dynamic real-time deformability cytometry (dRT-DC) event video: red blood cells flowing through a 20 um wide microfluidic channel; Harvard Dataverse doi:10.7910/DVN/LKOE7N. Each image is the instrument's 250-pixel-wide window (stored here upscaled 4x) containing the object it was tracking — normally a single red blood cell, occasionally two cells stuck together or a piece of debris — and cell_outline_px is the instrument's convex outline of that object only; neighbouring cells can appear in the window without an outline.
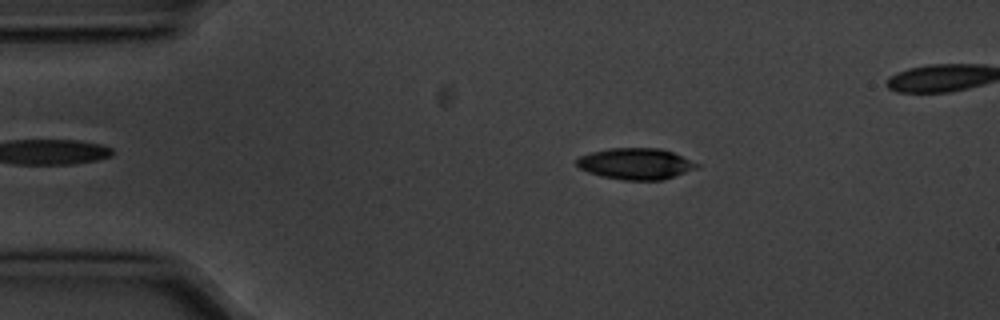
{"species": "common noctule bat (a hibernating species)", "species_latin": "Nyctalus noctula", "temperature_condition": "cold", "stored_images_in_passage": 7, "camera_frame_rate_fps": 3000, "um_per_image_px": 0.085, "animal": {"sex": "male", "body_mass_g": 20.1, "forearm_length_mm": 53.5}, "frame": {"image": 1, "passage_image": 1, "time_ms": 0.0, "image_size_px": [1000, 320], "cell_outline_px": [[700, 164], [696, 168], [664, 180], [624, 180], [600, 176], [588, 172], [572, 164], [580, 156], [592, 152], [608, 148], [660, 148], [672, 152]], "centroid_in_image_um": [53.99, 13.92], "position_along_channel_um": 31.0, "area_um2": 21.91}}
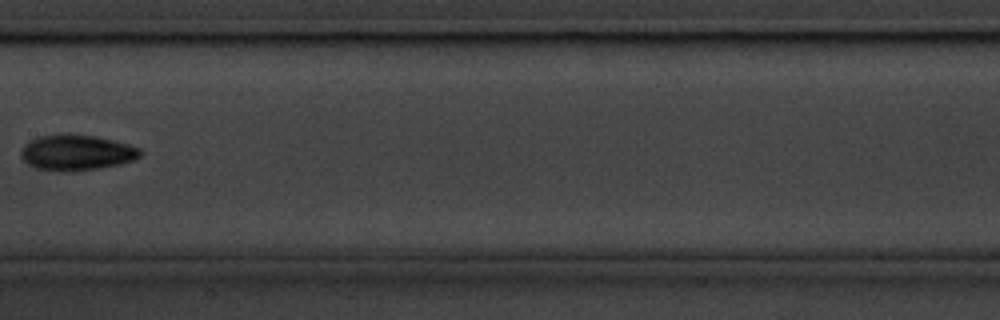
{"frame": {"image": 2, "passage_image": 6, "time_ms": 1.667, "image_size_px": [1000, 320], "cell_outline_px": [[144, 152], [140, 156], [132, 160], [120, 164], [100, 168], [72, 172], [60, 172], [36, 168], [28, 164], [20, 156], [20, 152], [24, 144], [40, 136], [60, 132], [96, 136], [128, 144], [140, 148]], "centroid_in_image_um": [6.49, 12.96], "position_along_channel_um": 200.9, "area_um2": 25.2}}
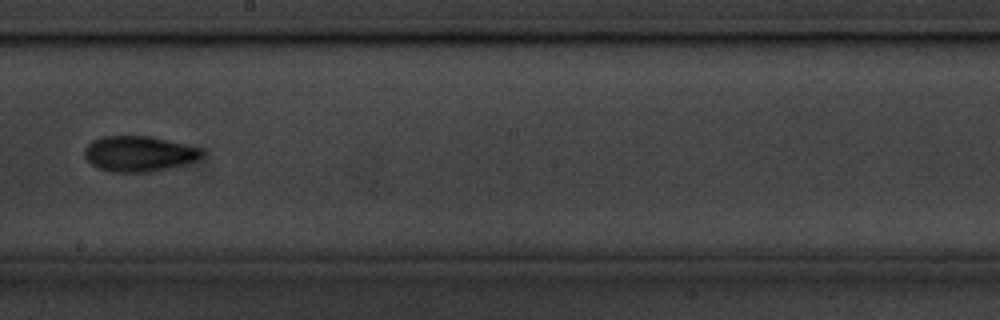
{"frame": {"image": 3, "passage_image": 7, "time_ms": 2.0, "image_size_px": [1000, 320], "cell_outline_px": [[204, 152], [200, 156], [176, 168], [152, 172], [112, 172], [100, 168], [92, 164], [84, 156], [84, 148], [92, 140], [104, 136], [148, 136], [184, 144], [200, 148]], "centroid_in_image_um": [11.78, 13.08], "position_along_channel_um": 236.4, "area_um2": 24.16}}